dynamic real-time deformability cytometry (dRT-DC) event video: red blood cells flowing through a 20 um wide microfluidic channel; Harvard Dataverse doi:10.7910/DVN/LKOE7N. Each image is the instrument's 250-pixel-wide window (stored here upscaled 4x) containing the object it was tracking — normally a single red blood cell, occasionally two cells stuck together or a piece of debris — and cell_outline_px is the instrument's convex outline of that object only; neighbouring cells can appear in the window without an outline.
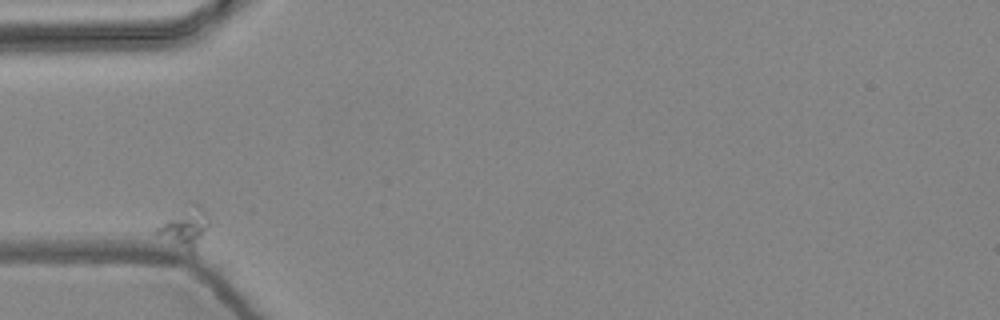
{"species": "common noctule bat (a hibernating species)", "species_latin": "Nyctalus noctula", "temperature_condition": "warm", "stored_images_in_passage": 2, "camera_frame_rate_fps": 3000, "um_per_image_px": 0.085, "animal": {"sex": "female", "body_mass_g": 24.6, "forearm_length_mm": 56.2}, "frame": {"image": 1, "passage_image": 1, "time_ms": 0.0, "image_size_px": [1000, 320], "cell_outline_px": [[208, 224], [192, 256], [152, 232], [156, 228], [188, 200], [192, 200], [200, 204], [208, 212]], "centroid_in_image_um": [15.71, 19.27], "position_along_channel_um": 69.3, "area_um2": 12.66}}